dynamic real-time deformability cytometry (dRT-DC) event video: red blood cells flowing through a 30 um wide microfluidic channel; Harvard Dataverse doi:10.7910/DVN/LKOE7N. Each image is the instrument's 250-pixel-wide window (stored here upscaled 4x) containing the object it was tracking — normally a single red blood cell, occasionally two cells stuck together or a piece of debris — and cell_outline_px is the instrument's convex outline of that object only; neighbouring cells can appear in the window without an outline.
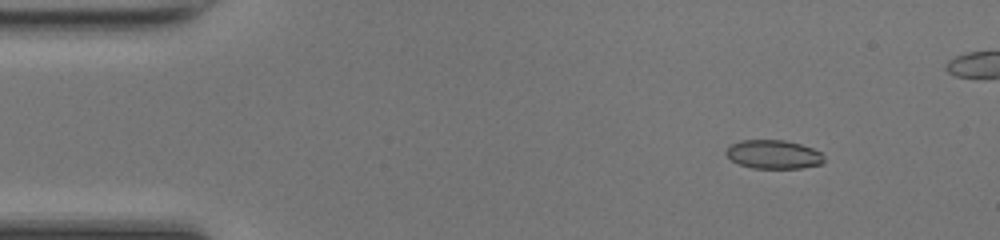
{"species": "common noctule bat (a hibernating species)", "species_latin": "Nyctalus noctula", "temperature_condition": "room temperature", "stored_images_in_passage": 40, "camera_frame_rate_fps": 3000, "um_per_image_px": 0.085, "animal": {"sex": "female", "body_mass_g": 17.0, "forearm_length_mm": 48.0}, "frame": {"image": 1, "passage_image": 2, "time_ms": 0.333, "image_size_px": [1000, 240], "cell_outline_px": [[824, 164], [800, 168], [752, 168], [740, 164], [732, 160], [724, 152], [732, 144], [740, 140], [784, 140], [800, 144], [812, 148], [820, 152], [824, 156]], "centroid_in_image_um": [65.77, 13.13], "position_along_channel_um": 19.2, "area_um2": 16.36}}
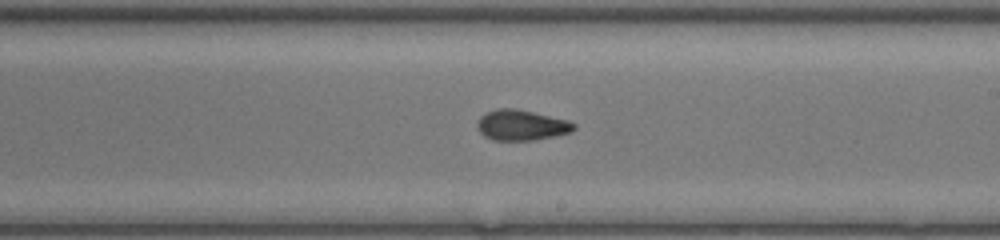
{"frame": {"image": 2, "passage_image": 24, "time_ms": 7.667, "image_size_px": [1000, 240], "cell_outline_px": [[576, 128], [572, 132], [536, 140], [492, 140], [484, 136], [480, 132], [476, 124], [480, 116], [488, 112], [500, 108], [512, 108], [532, 112], [568, 120], [576, 124]], "centroid_in_image_um": [44.33, 10.65], "position_along_channel_um": 244.7, "area_um2": 17.11}}
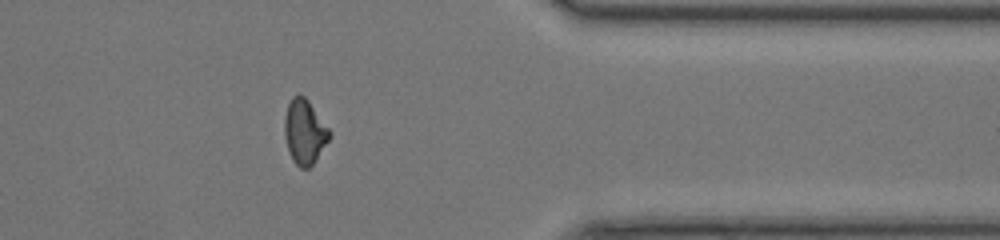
{"frame": {"image": 3, "passage_image": 35, "time_ms": 11.333, "image_size_px": [1000, 240], "cell_outline_px": [[332, 136], [312, 164], [308, 168], [300, 168], [292, 160], [284, 136], [284, 116], [288, 104], [292, 96], [300, 92], [308, 100], [332, 132]], "centroid_in_image_um": [25.88, 11.17], "position_along_channel_um": 385.5, "area_um2": 17.05}}